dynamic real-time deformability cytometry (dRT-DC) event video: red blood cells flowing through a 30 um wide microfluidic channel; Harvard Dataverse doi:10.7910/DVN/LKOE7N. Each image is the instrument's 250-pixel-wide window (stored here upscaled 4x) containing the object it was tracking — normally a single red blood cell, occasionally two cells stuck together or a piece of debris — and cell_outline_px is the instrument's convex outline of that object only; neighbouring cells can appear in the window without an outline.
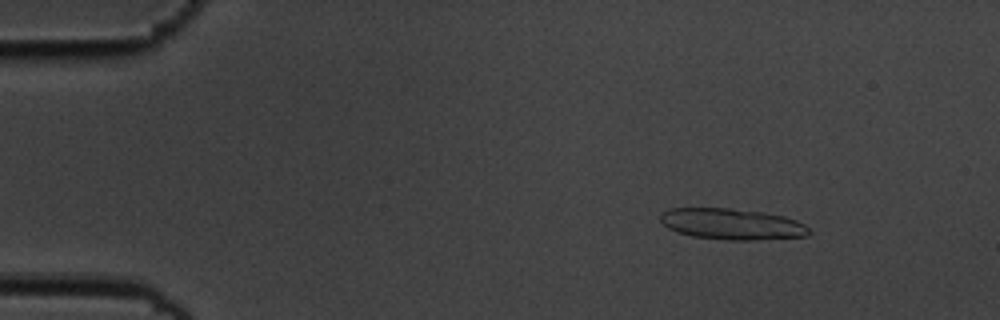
{"species": "common noctule bat (a hibernating species)", "species_latin": "Nyctalus noctula", "temperature_condition": "cold", "stored_images_in_passage": 4, "camera_frame_rate_fps": 3000, "um_per_image_px": 0.085, "animal": {"sex": "male", "body_mass_g": 19.5, "forearm_length_mm": 54.6}, "frame": {"image": 1, "passage_image": 2, "time_ms": 0.333, "image_size_px": [1000, 320], "cell_outline_px": [[812, 232], [808, 236], [752, 240], [728, 240], [692, 236], [668, 228], [660, 220], [660, 216], [664, 212], [672, 208], [728, 208], [764, 212], [784, 216], [796, 220], [804, 224]], "centroid_in_image_um": [62.26, 19.04], "position_along_channel_um": 22.7, "area_um2": 26.82}}